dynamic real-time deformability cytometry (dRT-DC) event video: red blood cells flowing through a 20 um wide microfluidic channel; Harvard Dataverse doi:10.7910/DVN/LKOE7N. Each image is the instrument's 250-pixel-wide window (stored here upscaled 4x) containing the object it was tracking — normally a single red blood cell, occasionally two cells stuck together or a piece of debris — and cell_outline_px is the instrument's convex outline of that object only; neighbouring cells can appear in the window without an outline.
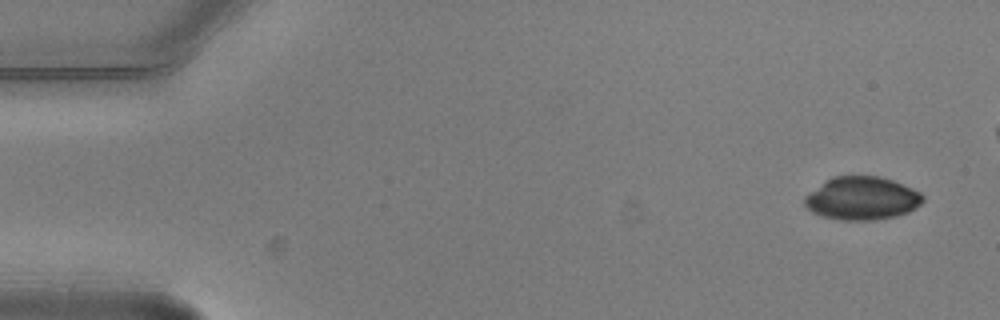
{"species": "common noctule bat (a hibernating species)", "species_latin": "Nyctalus noctula", "temperature_condition": "warm", "stored_images_in_passage": 5, "camera_frame_rate_fps": 3000, "um_per_image_px": 0.085, "animal": {"sex": "male", "body_mass_g": 20.5, "forearm_length_mm": 52.5}, "frame": {"image": 1, "passage_image": 1, "time_ms": 0.0, "image_size_px": [1000, 320], "cell_outline_px": [[924, 200], [920, 204], [908, 212], [896, 216], [872, 220], [844, 220], [824, 216], [812, 212], [804, 204], [804, 196], [832, 176], [876, 176], [892, 180], [912, 188], [920, 192], [924, 196]], "centroid_in_image_um": [73.27, 16.85], "position_along_channel_um": 11.7, "area_um2": 29.48}}